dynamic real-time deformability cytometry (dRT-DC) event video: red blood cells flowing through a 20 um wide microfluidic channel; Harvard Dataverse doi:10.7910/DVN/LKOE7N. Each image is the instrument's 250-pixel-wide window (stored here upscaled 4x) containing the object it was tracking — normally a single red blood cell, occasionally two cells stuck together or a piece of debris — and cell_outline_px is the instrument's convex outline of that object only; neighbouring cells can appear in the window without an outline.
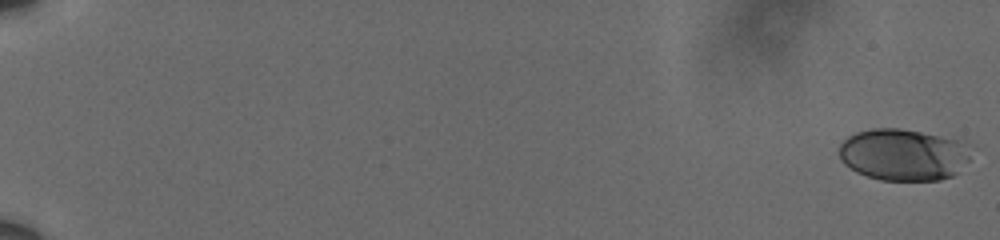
{"species": "human", "species_latin": "Homo sapiens", "temperature_condition": "cold", "stored_images_in_passage": 14, "camera_frame_rate_fps": 3000, "um_per_image_px": 0.085, "donor": {"sex": "male"}, "frame": {"image": 1, "passage_image": 1, "time_ms": 0.0, "image_size_px": [1000, 240], "cell_outline_px": [[956, 172], [952, 176], [940, 180], [880, 180], [856, 172], [844, 164], [840, 160], [840, 144], [848, 136], [856, 132], [872, 128], [900, 128], [920, 132], [956, 140]], "centroid_in_image_um": [76.45, 13.15], "position_along_channel_um": 8.5, "area_um2": 37.34}}
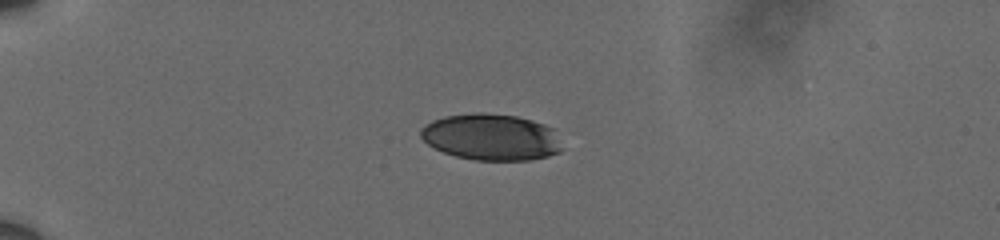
{"frame": {"image": 2, "passage_image": 10, "time_ms": 3.0, "image_size_px": [1000, 240], "cell_outline_px": [[560, 152], [548, 156], [528, 160], [472, 160], [456, 156], [444, 152], [428, 144], [420, 136], [420, 128], [424, 124], [432, 120], [444, 116], [476, 112], [480, 112], [516, 116], [532, 120], [544, 124], [552, 128], [560, 148]], "centroid_in_image_um": [41.69, 11.64], "position_along_channel_um": 43.3, "area_um2": 38.09}}
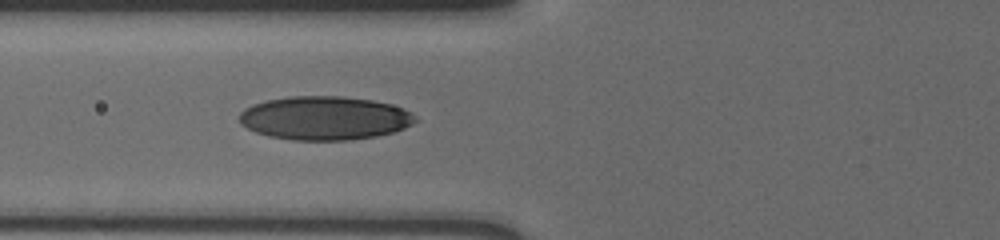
{"frame": {"image": 3, "passage_image": 14, "time_ms": 4.333, "image_size_px": [1000, 240], "cell_outline_px": [[416, 120], [412, 124], [404, 128], [392, 132], [376, 136], [348, 140], [292, 140], [268, 136], [256, 132], [240, 124], [240, 112], [244, 108], [252, 104], [268, 100], [288, 96], [344, 96], [372, 100], [388, 104], [412, 112], [416, 116]], "centroid_in_image_um": [27.57, 10.03], "position_along_channel_um": 98.2, "area_um2": 44.74}}